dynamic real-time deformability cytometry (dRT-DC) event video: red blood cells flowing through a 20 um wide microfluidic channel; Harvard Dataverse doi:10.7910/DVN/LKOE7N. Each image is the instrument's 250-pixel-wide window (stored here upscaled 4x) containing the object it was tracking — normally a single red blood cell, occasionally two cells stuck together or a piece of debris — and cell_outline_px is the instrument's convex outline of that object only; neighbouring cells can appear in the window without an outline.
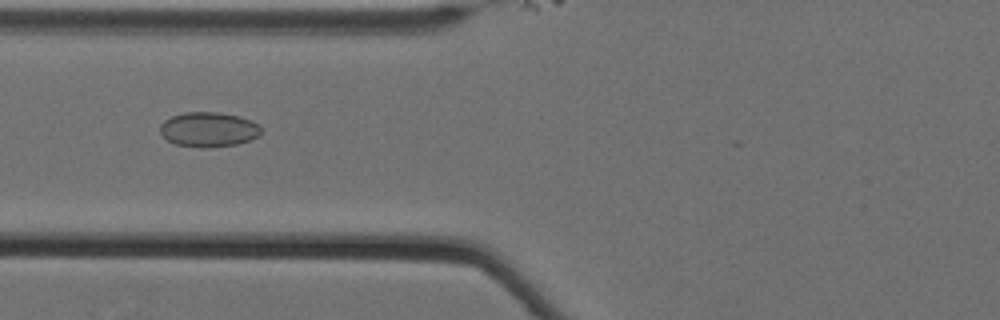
{"species": "Egyptian fruit bat (a non-hibernating species)", "species_latin": "Rousettus aegyptiacus", "temperature_condition": "cold", "stored_images_in_passage": 24, "camera_frame_rate_fps": 3000, "um_per_image_px": 0.085, "animal": {"sex": "female"}, "frame": {"image": 1, "passage_image": 17, "time_ms": 5.333, "image_size_px": [1000, 320], "cell_outline_px": [[260, 132], [256, 136], [248, 140], [236, 144], [208, 148], [200, 148], [176, 144], [168, 140], [160, 132], [160, 124], [164, 120], [172, 116], [184, 112], [220, 112], [240, 116], [252, 120], [260, 124]], "centroid_in_image_um": [17.72, 10.99], "position_along_channel_um": 108.1, "area_um2": 20.52}}
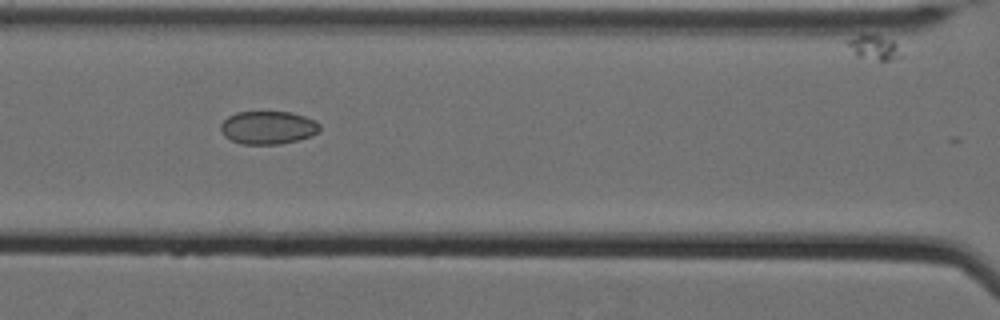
{"frame": {"image": 2, "passage_image": 20, "time_ms": 6.333, "image_size_px": [1000, 320], "cell_outline_px": [[320, 128], [312, 136], [280, 144], [240, 144], [224, 136], [220, 128], [220, 124], [228, 116], [236, 112], [292, 112], [304, 116], [320, 124]], "centroid_in_image_um": [22.75, 10.84], "position_along_channel_um": 143.9, "area_um2": 19.02}}
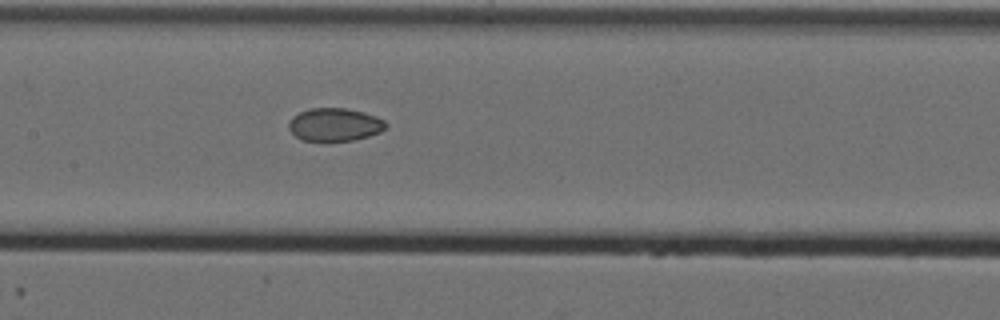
{"frame": {"image": 3, "passage_image": 23, "time_ms": 7.333, "image_size_px": [1000, 320], "cell_outline_px": [[388, 124], [380, 132], [368, 136], [352, 140], [328, 144], [300, 140], [288, 128], [288, 124], [292, 116], [308, 108], [348, 108], [364, 112], [376, 116], [384, 120]], "centroid_in_image_um": [28.42, 10.63], "position_along_channel_um": 179.0, "area_um2": 19.36}}